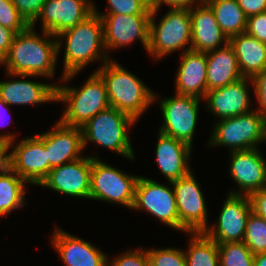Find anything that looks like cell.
I'll list each match as a JSON object with an SVG mask.
<instances>
[{
	"mask_svg": "<svg viewBox=\"0 0 266 266\" xmlns=\"http://www.w3.org/2000/svg\"><path fill=\"white\" fill-rule=\"evenodd\" d=\"M43 36L36 34L31 25L15 34L7 56L0 63L5 65L7 75L23 78L54 76L59 55L57 39L45 31Z\"/></svg>",
	"mask_w": 266,
	"mask_h": 266,
	"instance_id": "obj_1",
	"label": "cell"
},
{
	"mask_svg": "<svg viewBox=\"0 0 266 266\" xmlns=\"http://www.w3.org/2000/svg\"><path fill=\"white\" fill-rule=\"evenodd\" d=\"M56 38L59 39L57 53L60 52L62 38L66 40L64 71L61 77L64 82L73 79L93 60L102 57L103 64L109 60L104 45L102 19L95 11L81 23L62 31Z\"/></svg>",
	"mask_w": 266,
	"mask_h": 266,
	"instance_id": "obj_2",
	"label": "cell"
},
{
	"mask_svg": "<svg viewBox=\"0 0 266 266\" xmlns=\"http://www.w3.org/2000/svg\"><path fill=\"white\" fill-rule=\"evenodd\" d=\"M96 72L105 82L110 106L136 121L156 100L154 92L141 79L116 61L108 60Z\"/></svg>",
	"mask_w": 266,
	"mask_h": 266,
	"instance_id": "obj_3",
	"label": "cell"
},
{
	"mask_svg": "<svg viewBox=\"0 0 266 266\" xmlns=\"http://www.w3.org/2000/svg\"><path fill=\"white\" fill-rule=\"evenodd\" d=\"M56 101L67 105L59 120L65 125L80 128L99 112L111 107L105 82L96 71L80 88L56 85Z\"/></svg>",
	"mask_w": 266,
	"mask_h": 266,
	"instance_id": "obj_4",
	"label": "cell"
},
{
	"mask_svg": "<svg viewBox=\"0 0 266 266\" xmlns=\"http://www.w3.org/2000/svg\"><path fill=\"white\" fill-rule=\"evenodd\" d=\"M135 122L137 121L128 114L109 107L81 127L83 146L86 148L87 142H94L125 158L134 160L135 154L130 143L128 128Z\"/></svg>",
	"mask_w": 266,
	"mask_h": 266,
	"instance_id": "obj_5",
	"label": "cell"
},
{
	"mask_svg": "<svg viewBox=\"0 0 266 266\" xmlns=\"http://www.w3.org/2000/svg\"><path fill=\"white\" fill-rule=\"evenodd\" d=\"M159 9L152 8L148 54L155 59L166 57L178 49L191 50L192 26L189 8H170L156 24L155 16Z\"/></svg>",
	"mask_w": 266,
	"mask_h": 266,
	"instance_id": "obj_6",
	"label": "cell"
},
{
	"mask_svg": "<svg viewBox=\"0 0 266 266\" xmlns=\"http://www.w3.org/2000/svg\"><path fill=\"white\" fill-rule=\"evenodd\" d=\"M209 146H229L231 152L258 148L266 142V117L257 110L217 120Z\"/></svg>",
	"mask_w": 266,
	"mask_h": 266,
	"instance_id": "obj_7",
	"label": "cell"
},
{
	"mask_svg": "<svg viewBox=\"0 0 266 266\" xmlns=\"http://www.w3.org/2000/svg\"><path fill=\"white\" fill-rule=\"evenodd\" d=\"M139 177L121 172L92 156L90 199L119 203L132 209Z\"/></svg>",
	"mask_w": 266,
	"mask_h": 266,
	"instance_id": "obj_8",
	"label": "cell"
},
{
	"mask_svg": "<svg viewBox=\"0 0 266 266\" xmlns=\"http://www.w3.org/2000/svg\"><path fill=\"white\" fill-rule=\"evenodd\" d=\"M179 216V230L186 233L203 232L207 227V207L193 172L171 182Z\"/></svg>",
	"mask_w": 266,
	"mask_h": 266,
	"instance_id": "obj_9",
	"label": "cell"
},
{
	"mask_svg": "<svg viewBox=\"0 0 266 266\" xmlns=\"http://www.w3.org/2000/svg\"><path fill=\"white\" fill-rule=\"evenodd\" d=\"M200 98L175 94L160 102L164 123L159 132L183 141L192 147L198 119Z\"/></svg>",
	"mask_w": 266,
	"mask_h": 266,
	"instance_id": "obj_10",
	"label": "cell"
},
{
	"mask_svg": "<svg viewBox=\"0 0 266 266\" xmlns=\"http://www.w3.org/2000/svg\"><path fill=\"white\" fill-rule=\"evenodd\" d=\"M132 209H143L160 222L179 230V216L173 188L146 177H139Z\"/></svg>",
	"mask_w": 266,
	"mask_h": 266,
	"instance_id": "obj_11",
	"label": "cell"
},
{
	"mask_svg": "<svg viewBox=\"0 0 266 266\" xmlns=\"http://www.w3.org/2000/svg\"><path fill=\"white\" fill-rule=\"evenodd\" d=\"M251 212L247 195L228 193L217 224L207 227L203 233L217 244L243 242L246 222Z\"/></svg>",
	"mask_w": 266,
	"mask_h": 266,
	"instance_id": "obj_12",
	"label": "cell"
},
{
	"mask_svg": "<svg viewBox=\"0 0 266 266\" xmlns=\"http://www.w3.org/2000/svg\"><path fill=\"white\" fill-rule=\"evenodd\" d=\"M13 148L9 153L10 167L27 183L39 186L52 169L45 144L35 135Z\"/></svg>",
	"mask_w": 266,
	"mask_h": 266,
	"instance_id": "obj_13",
	"label": "cell"
},
{
	"mask_svg": "<svg viewBox=\"0 0 266 266\" xmlns=\"http://www.w3.org/2000/svg\"><path fill=\"white\" fill-rule=\"evenodd\" d=\"M103 23L106 51L132 44L139 39L148 51L151 15H99ZM108 49V50H107Z\"/></svg>",
	"mask_w": 266,
	"mask_h": 266,
	"instance_id": "obj_14",
	"label": "cell"
},
{
	"mask_svg": "<svg viewBox=\"0 0 266 266\" xmlns=\"http://www.w3.org/2000/svg\"><path fill=\"white\" fill-rule=\"evenodd\" d=\"M92 157L78 160L51 169L39 186L72 197L90 199Z\"/></svg>",
	"mask_w": 266,
	"mask_h": 266,
	"instance_id": "obj_15",
	"label": "cell"
},
{
	"mask_svg": "<svg viewBox=\"0 0 266 266\" xmlns=\"http://www.w3.org/2000/svg\"><path fill=\"white\" fill-rule=\"evenodd\" d=\"M94 7L89 0H46L31 26L41 18L42 31L57 36L84 21L94 12Z\"/></svg>",
	"mask_w": 266,
	"mask_h": 266,
	"instance_id": "obj_16",
	"label": "cell"
},
{
	"mask_svg": "<svg viewBox=\"0 0 266 266\" xmlns=\"http://www.w3.org/2000/svg\"><path fill=\"white\" fill-rule=\"evenodd\" d=\"M259 150L255 148L230 152L229 173L240 191L232 190L229 194L249 196L255 191L266 188V162Z\"/></svg>",
	"mask_w": 266,
	"mask_h": 266,
	"instance_id": "obj_17",
	"label": "cell"
},
{
	"mask_svg": "<svg viewBox=\"0 0 266 266\" xmlns=\"http://www.w3.org/2000/svg\"><path fill=\"white\" fill-rule=\"evenodd\" d=\"M45 144L49 164L52 168L80 159L83 151V134L80 127L68 126L60 120L52 130L37 134Z\"/></svg>",
	"mask_w": 266,
	"mask_h": 266,
	"instance_id": "obj_18",
	"label": "cell"
},
{
	"mask_svg": "<svg viewBox=\"0 0 266 266\" xmlns=\"http://www.w3.org/2000/svg\"><path fill=\"white\" fill-rule=\"evenodd\" d=\"M253 82L252 78L242 79L228 84L222 88L207 91L205 100L207 109L212 111L218 120L231 118L252 111L250 109V95L248 83Z\"/></svg>",
	"mask_w": 266,
	"mask_h": 266,
	"instance_id": "obj_19",
	"label": "cell"
},
{
	"mask_svg": "<svg viewBox=\"0 0 266 266\" xmlns=\"http://www.w3.org/2000/svg\"><path fill=\"white\" fill-rule=\"evenodd\" d=\"M52 245L66 266H107L108 256L91 243L56 227Z\"/></svg>",
	"mask_w": 266,
	"mask_h": 266,
	"instance_id": "obj_20",
	"label": "cell"
},
{
	"mask_svg": "<svg viewBox=\"0 0 266 266\" xmlns=\"http://www.w3.org/2000/svg\"><path fill=\"white\" fill-rule=\"evenodd\" d=\"M189 11L192 26V50L206 53L228 44L229 39L222 32L212 9L204 1L198 4V7L192 6Z\"/></svg>",
	"mask_w": 266,
	"mask_h": 266,
	"instance_id": "obj_21",
	"label": "cell"
},
{
	"mask_svg": "<svg viewBox=\"0 0 266 266\" xmlns=\"http://www.w3.org/2000/svg\"><path fill=\"white\" fill-rule=\"evenodd\" d=\"M176 74V94L204 99L207 93V59L205 52L185 49Z\"/></svg>",
	"mask_w": 266,
	"mask_h": 266,
	"instance_id": "obj_22",
	"label": "cell"
},
{
	"mask_svg": "<svg viewBox=\"0 0 266 266\" xmlns=\"http://www.w3.org/2000/svg\"><path fill=\"white\" fill-rule=\"evenodd\" d=\"M191 151L192 147L187 143L159 132L156 144V162L169 183L191 172L189 166Z\"/></svg>",
	"mask_w": 266,
	"mask_h": 266,
	"instance_id": "obj_23",
	"label": "cell"
},
{
	"mask_svg": "<svg viewBox=\"0 0 266 266\" xmlns=\"http://www.w3.org/2000/svg\"><path fill=\"white\" fill-rule=\"evenodd\" d=\"M0 98L8 106L56 102V85L23 79L1 81Z\"/></svg>",
	"mask_w": 266,
	"mask_h": 266,
	"instance_id": "obj_24",
	"label": "cell"
},
{
	"mask_svg": "<svg viewBox=\"0 0 266 266\" xmlns=\"http://www.w3.org/2000/svg\"><path fill=\"white\" fill-rule=\"evenodd\" d=\"M207 91L222 88L243 78L234 49L226 46L206 52Z\"/></svg>",
	"mask_w": 266,
	"mask_h": 266,
	"instance_id": "obj_25",
	"label": "cell"
},
{
	"mask_svg": "<svg viewBox=\"0 0 266 266\" xmlns=\"http://www.w3.org/2000/svg\"><path fill=\"white\" fill-rule=\"evenodd\" d=\"M243 77L253 78L266 68V43L246 32L229 38Z\"/></svg>",
	"mask_w": 266,
	"mask_h": 266,
	"instance_id": "obj_26",
	"label": "cell"
},
{
	"mask_svg": "<svg viewBox=\"0 0 266 266\" xmlns=\"http://www.w3.org/2000/svg\"><path fill=\"white\" fill-rule=\"evenodd\" d=\"M203 1L212 9L217 23L228 39L246 31L247 17L237 0Z\"/></svg>",
	"mask_w": 266,
	"mask_h": 266,
	"instance_id": "obj_27",
	"label": "cell"
},
{
	"mask_svg": "<svg viewBox=\"0 0 266 266\" xmlns=\"http://www.w3.org/2000/svg\"><path fill=\"white\" fill-rule=\"evenodd\" d=\"M26 183L11 167L0 174V216L23 208Z\"/></svg>",
	"mask_w": 266,
	"mask_h": 266,
	"instance_id": "obj_28",
	"label": "cell"
},
{
	"mask_svg": "<svg viewBox=\"0 0 266 266\" xmlns=\"http://www.w3.org/2000/svg\"><path fill=\"white\" fill-rule=\"evenodd\" d=\"M192 235L188 251H184L187 266H220L218 246L203 232Z\"/></svg>",
	"mask_w": 266,
	"mask_h": 266,
	"instance_id": "obj_29",
	"label": "cell"
},
{
	"mask_svg": "<svg viewBox=\"0 0 266 266\" xmlns=\"http://www.w3.org/2000/svg\"><path fill=\"white\" fill-rule=\"evenodd\" d=\"M220 266H254V254L244 242L217 244Z\"/></svg>",
	"mask_w": 266,
	"mask_h": 266,
	"instance_id": "obj_30",
	"label": "cell"
},
{
	"mask_svg": "<svg viewBox=\"0 0 266 266\" xmlns=\"http://www.w3.org/2000/svg\"><path fill=\"white\" fill-rule=\"evenodd\" d=\"M243 242L254 255L266 253V220L251 212L246 222Z\"/></svg>",
	"mask_w": 266,
	"mask_h": 266,
	"instance_id": "obj_31",
	"label": "cell"
},
{
	"mask_svg": "<svg viewBox=\"0 0 266 266\" xmlns=\"http://www.w3.org/2000/svg\"><path fill=\"white\" fill-rule=\"evenodd\" d=\"M109 7L107 13L103 14L97 11L94 7V11L98 15H151L152 7L149 0H107Z\"/></svg>",
	"mask_w": 266,
	"mask_h": 266,
	"instance_id": "obj_32",
	"label": "cell"
},
{
	"mask_svg": "<svg viewBox=\"0 0 266 266\" xmlns=\"http://www.w3.org/2000/svg\"><path fill=\"white\" fill-rule=\"evenodd\" d=\"M149 266H187L184 251L176 248L146 250Z\"/></svg>",
	"mask_w": 266,
	"mask_h": 266,
	"instance_id": "obj_33",
	"label": "cell"
},
{
	"mask_svg": "<svg viewBox=\"0 0 266 266\" xmlns=\"http://www.w3.org/2000/svg\"><path fill=\"white\" fill-rule=\"evenodd\" d=\"M0 25L15 33L24 31L29 26L11 0H0Z\"/></svg>",
	"mask_w": 266,
	"mask_h": 266,
	"instance_id": "obj_34",
	"label": "cell"
},
{
	"mask_svg": "<svg viewBox=\"0 0 266 266\" xmlns=\"http://www.w3.org/2000/svg\"><path fill=\"white\" fill-rule=\"evenodd\" d=\"M107 266H149V259L146 250L139 247L136 251H126L112 262L108 260Z\"/></svg>",
	"mask_w": 266,
	"mask_h": 266,
	"instance_id": "obj_35",
	"label": "cell"
},
{
	"mask_svg": "<svg viewBox=\"0 0 266 266\" xmlns=\"http://www.w3.org/2000/svg\"><path fill=\"white\" fill-rule=\"evenodd\" d=\"M19 14L31 25L39 16L46 0H11Z\"/></svg>",
	"mask_w": 266,
	"mask_h": 266,
	"instance_id": "obj_36",
	"label": "cell"
},
{
	"mask_svg": "<svg viewBox=\"0 0 266 266\" xmlns=\"http://www.w3.org/2000/svg\"><path fill=\"white\" fill-rule=\"evenodd\" d=\"M245 32L266 43V12L248 17Z\"/></svg>",
	"mask_w": 266,
	"mask_h": 266,
	"instance_id": "obj_37",
	"label": "cell"
},
{
	"mask_svg": "<svg viewBox=\"0 0 266 266\" xmlns=\"http://www.w3.org/2000/svg\"><path fill=\"white\" fill-rule=\"evenodd\" d=\"M252 80L253 82L250 84L254 88V94L259 105L256 110L266 117V68L254 76Z\"/></svg>",
	"mask_w": 266,
	"mask_h": 266,
	"instance_id": "obj_38",
	"label": "cell"
},
{
	"mask_svg": "<svg viewBox=\"0 0 266 266\" xmlns=\"http://www.w3.org/2000/svg\"><path fill=\"white\" fill-rule=\"evenodd\" d=\"M16 134H0V174L10 167V157L7 152L15 142Z\"/></svg>",
	"mask_w": 266,
	"mask_h": 266,
	"instance_id": "obj_39",
	"label": "cell"
},
{
	"mask_svg": "<svg viewBox=\"0 0 266 266\" xmlns=\"http://www.w3.org/2000/svg\"><path fill=\"white\" fill-rule=\"evenodd\" d=\"M252 212L266 220V188L255 191L249 196Z\"/></svg>",
	"mask_w": 266,
	"mask_h": 266,
	"instance_id": "obj_40",
	"label": "cell"
},
{
	"mask_svg": "<svg viewBox=\"0 0 266 266\" xmlns=\"http://www.w3.org/2000/svg\"><path fill=\"white\" fill-rule=\"evenodd\" d=\"M246 17L266 12V0H237Z\"/></svg>",
	"mask_w": 266,
	"mask_h": 266,
	"instance_id": "obj_41",
	"label": "cell"
},
{
	"mask_svg": "<svg viewBox=\"0 0 266 266\" xmlns=\"http://www.w3.org/2000/svg\"><path fill=\"white\" fill-rule=\"evenodd\" d=\"M15 34L13 30L0 25V63L7 56Z\"/></svg>",
	"mask_w": 266,
	"mask_h": 266,
	"instance_id": "obj_42",
	"label": "cell"
},
{
	"mask_svg": "<svg viewBox=\"0 0 266 266\" xmlns=\"http://www.w3.org/2000/svg\"><path fill=\"white\" fill-rule=\"evenodd\" d=\"M152 8L160 9L162 4L169 5L170 8H191L195 2H202L203 0H149Z\"/></svg>",
	"mask_w": 266,
	"mask_h": 266,
	"instance_id": "obj_43",
	"label": "cell"
},
{
	"mask_svg": "<svg viewBox=\"0 0 266 266\" xmlns=\"http://www.w3.org/2000/svg\"><path fill=\"white\" fill-rule=\"evenodd\" d=\"M254 266H266V253L254 255Z\"/></svg>",
	"mask_w": 266,
	"mask_h": 266,
	"instance_id": "obj_44",
	"label": "cell"
},
{
	"mask_svg": "<svg viewBox=\"0 0 266 266\" xmlns=\"http://www.w3.org/2000/svg\"><path fill=\"white\" fill-rule=\"evenodd\" d=\"M5 108L7 109L8 108V105L0 98V113H3L6 111ZM5 110V111H4ZM4 111V112H3ZM6 113V112H5ZM2 114H0V121H1V118H2ZM4 120V119H3ZM2 123V122H1ZM3 125V124H2ZM2 125H0V127H2Z\"/></svg>",
	"mask_w": 266,
	"mask_h": 266,
	"instance_id": "obj_45",
	"label": "cell"
}]
</instances>
